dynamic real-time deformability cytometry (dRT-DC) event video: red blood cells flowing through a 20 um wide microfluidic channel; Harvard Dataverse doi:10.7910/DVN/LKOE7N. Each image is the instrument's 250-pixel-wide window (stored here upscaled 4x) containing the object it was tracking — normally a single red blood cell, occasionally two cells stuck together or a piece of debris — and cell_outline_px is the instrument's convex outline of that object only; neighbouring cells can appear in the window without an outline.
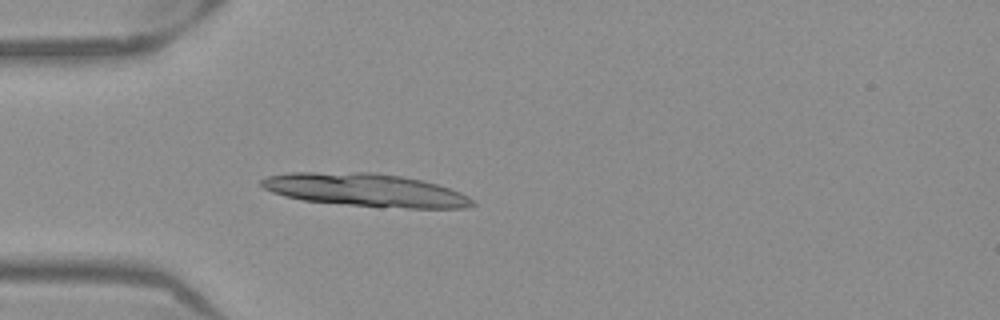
{"species": "Egyptian fruit bat (a non-hibernating species)", "species_latin": "Rousettus aegyptiacus", "temperature_condition": "warm", "stored_images_in_passage": 1, "camera_frame_rate_fps": 3000, "um_per_image_px": 0.085, "frame": {"image": 1, "passage_image": 1, "time_ms": 0.0, "image_size_px": [1000, 320], "cell_outline_px": [[384, 204], [368, 204], [316, 200], [296, 196], [296, 176], [328, 176], [340, 180]], "centroid_in_image_um": [28.09, 16.2], "position_along_channel_um": 56.9, "area_um2": 10.92}}